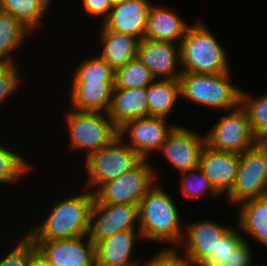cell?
<instances>
[{
  "label": "cell",
  "mask_w": 267,
  "mask_h": 266,
  "mask_svg": "<svg viewBox=\"0 0 267 266\" xmlns=\"http://www.w3.org/2000/svg\"><path fill=\"white\" fill-rule=\"evenodd\" d=\"M230 228L214 220H202L186 225L184 227L186 231H184L185 234L180 244H184L182 259L185 266H200L211 253H214L218 239Z\"/></svg>",
  "instance_id": "4fadbf2b"
},
{
  "label": "cell",
  "mask_w": 267,
  "mask_h": 266,
  "mask_svg": "<svg viewBox=\"0 0 267 266\" xmlns=\"http://www.w3.org/2000/svg\"><path fill=\"white\" fill-rule=\"evenodd\" d=\"M123 1H125V0H111L112 5L119 4V3L123 2Z\"/></svg>",
  "instance_id": "74e56055"
},
{
  "label": "cell",
  "mask_w": 267,
  "mask_h": 266,
  "mask_svg": "<svg viewBox=\"0 0 267 266\" xmlns=\"http://www.w3.org/2000/svg\"><path fill=\"white\" fill-rule=\"evenodd\" d=\"M183 19L169 8L152 4L143 38L180 44L191 26Z\"/></svg>",
  "instance_id": "ffe728a7"
},
{
  "label": "cell",
  "mask_w": 267,
  "mask_h": 266,
  "mask_svg": "<svg viewBox=\"0 0 267 266\" xmlns=\"http://www.w3.org/2000/svg\"><path fill=\"white\" fill-rule=\"evenodd\" d=\"M205 145V136L177 125L159 151L182 173L199 167Z\"/></svg>",
  "instance_id": "9a60e30c"
},
{
  "label": "cell",
  "mask_w": 267,
  "mask_h": 266,
  "mask_svg": "<svg viewBox=\"0 0 267 266\" xmlns=\"http://www.w3.org/2000/svg\"><path fill=\"white\" fill-rule=\"evenodd\" d=\"M239 165L240 154L214 150L207 145L201 152L199 167L220 195L231 189Z\"/></svg>",
  "instance_id": "e0dca14e"
},
{
  "label": "cell",
  "mask_w": 267,
  "mask_h": 266,
  "mask_svg": "<svg viewBox=\"0 0 267 266\" xmlns=\"http://www.w3.org/2000/svg\"><path fill=\"white\" fill-rule=\"evenodd\" d=\"M32 242L52 266H96L95 244L89 235Z\"/></svg>",
  "instance_id": "5bb4252c"
},
{
  "label": "cell",
  "mask_w": 267,
  "mask_h": 266,
  "mask_svg": "<svg viewBox=\"0 0 267 266\" xmlns=\"http://www.w3.org/2000/svg\"><path fill=\"white\" fill-rule=\"evenodd\" d=\"M155 78L138 58L129 61L124 67L115 70L114 88H140L150 85Z\"/></svg>",
  "instance_id": "f1b7e54d"
},
{
  "label": "cell",
  "mask_w": 267,
  "mask_h": 266,
  "mask_svg": "<svg viewBox=\"0 0 267 266\" xmlns=\"http://www.w3.org/2000/svg\"><path fill=\"white\" fill-rule=\"evenodd\" d=\"M148 160H143L134 169L125 172L116 179L104 183L95 193L94 199L104 204H140L141 199L155 185L159 177L150 166ZM158 175V176H157Z\"/></svg>",
  "instance_id": "ba28073f"
},
{
  "label": "cell",
  "mask_w": 267,
  "mask_h": 266,
  "mask_svg": "<svg viewBox=\"0 0 267 266\" xmlns=\"http://www.w3.org/2000/svg\"><path fill=\"white\" fill-rule=\"evenodd\" d=\"M66 123L70 138V149L84 150L86 156L108 145L117 135L108 113L66 111Z\"/></svg>",
  "instance_id": "8992f818"
},
{
  "label": "cell",
  "mask_w": 267,
  "mask_h": 266,
  "mask_svg": "<svg viewBox=\"0 0 267 266\" xmlns=\"http://www.w3.org/2000/svg\"><path fill=\"white\" fill-rule=\"evenodd\" d=\"M230 75V71L220 74L182 72L179 78L181 98L229 112L240 103L241 91L231 84Z\"/></svg>",
  "instance_id": "277c9868"
},
{
  "label": "cell",
  "mask_w": 267,
  "mask_h": 266,
  "mask_svg": "<svg viewBox=\"0 0 267 266\" xmlns=\"http://www.w3.org/2000/svg\"><path fill=\"white\" fill-rule=\"evenodd\" d=\"M100 43L102 53L99 55L114 70L124 67L129 61L136 58L139 39L130 35L101 28Z\"/></svg>",
  "instance_id": "603a6c76"
},
{
  "label": "cell",
  "mask_w": 267,
  "mask_h": 266,
  "mask_svg": "<svg viewBox=\"0 0 267 266\" xmlns=\"http://www.w3.org/2000/svg\"><path fill=\"white\" fill-rule=\"evenodd\" d=\"M144 262L145 263H142V266H185L182 256L177 255L174 247L172 249L165 248L163 251H159L149 260ZM138 265L139 263L135 266Z\"/></svg>",
  "instance_id": "e575fe53"
},
{
  "label": "cell",
  "mask_w": 267,
  "mask_h": 266,
  "mask_svg": "<svg viewBox=\"0 0 267 266\" xmlns=\"http://www.w3.org/2000/svg\"><path fill=\"white\" fill-rule=\"evenodd\" d=\"M28 33L31 31L19 20L0 11V63H16L12 52L25 42Z\"/></svg>",
  "instance_id": "4316f807"
},
{
  "label": "cell",
  "mask_w": 267,
  "mask_h": 266,
  "mask_svg": "<svg viewBox=\"0 0 267 266\" xmlns=\"http://www.w3.org/2000/svg\"><path fill=\"white\" fill-rule=\"evenodd\" d=\"M138 238L142 239L140 230L131 229L99 241L95 245L96 266H135L138 260L133 261L131 256Z\"/></svg>",
  "instance_id": "ac0fdd59"
},
{
  "label": "cell",
  "mask_w": 267,
  "mask_h": 266,
  "mask_svg": "<svg viewBox=\"0 0 267 266\" xmlns=\"http://www.w3.org/2000/svg\"><path fill=\"white\" fill-rule=\"evenodd\" d=\"M173 201L159 185H154L141 199L137 229L143 240L180 246L185 231L181 226L186 224L181 223V216Z\"/></svg>",
  "instance_id": "7a4b0ae2"
},
{
  "label": "cell",
  "mask_w": 267,
  "mask_h": 266,
  "mask_svg": "<svg viewBox=\"0 0 267 266\" xmlns=\"http://www.w3.org/2000/svg\"><path fill=\"white\" fill-rule=\"evenodd\" d=\"M203 21L192 24L180 42L182 72L220 74L230 71L226 51Z\"/></svg>",
  "instance_id": "3957f363"
},
{
  "label": "cell",
  "mask_w": 267,
  "mask_h": 266,
  "mask_svg": "<svg viewBox=\"0 0 267 266\" xmlns=\"http://www.w3.org/2000/svg\"><path fill=\"white\" fill-rule=\"evenodd\" d=\"M82 5L88 14L102 17V22L108 17L113 6L111 0H82Z\"/></svg>",
  "instance_id": "d590c367"
},
{
  "label": "cell",
  "mask_w": 267,
  "mask_h": 266,
  "mask_svg": "<svg viewBox=\"0 0 267 266\" xmlns=\"http://www.w3.org/2000/svg\"><path fill=\"white\" fill-rule=\"evenodd\" d=\"M247 240L230 228L216 243L214 253L200 266H252L253 253ZM258 266V265H257Z\"/></svg>",
  "instance_id": "d6986e66"
},
{
  "label": "cell",
  "mask_w": 267,
  "mask_h": 266,
  "mask_svg": "<svg viewBox=\"0 0 267 266\" xmlns=\"http://www.w3.org/2000/svg\"><path fill=\"white\" fill-rule=\"evenodd\" d=\"M150 0H125L113 5L108 17L101 22L107 30L143 39Z\"/></svg>",
  "instance_id": "2e32d148"
},
{
  "label": "cell",
  "mask_w": 267,
  "mask_h": 266,
  "mask_svg": "<svg viewBox=\"0 0 267 266\" xmlns=\"http://www.w3.org/2000/svg\"><path fill=\"white\" fill-rule=\"evenodd\" d=\"M52 0H0V11L11 14L31 32L43 24V16Z\"/></svg>",
  "instance_id": "484cf974"
},
{
  "label": "cell",
  "mask_w": 267,
  "mask_h": 266,
  "mask_svg": "<svg viewBox=\"0 0 267 266\" xmlns=\"http://www.w3.org/2000/svg\"><path fill=\"white\" fill-rule=\"evenodd\" d=\"M125 140L117 135L108 145L86 156L88 183L85 189L92 187L91 192L95 193L104 183L134 169L144 160Z\"/></svg>",
  "instance_id": "5b68a950"
},
{
  "label": "cell",
  "mask_w": 267,
  "mask_h": 266,
  "mask_svg": "<svg viewBox=\"0 0 267 266\" xmlns=\"http://www.w3.org/2000/svg\"><path fill=\"white\" fill-rule=\"evenodd\" d=\"M267 186V142L259 141L240 154V165L231 189L226 193L237 206L247 200L264 197Z\"/></svg>",
  "instance_id": "52a82bcc"
},
{
  "label": "cell",
  "mask_w": 267,
  "mask_h": 266,
  "mask_svg": "<svg viewBox=\"0 0 267 266\" xmlns=\"http://www.w3.org/2000/svg\"><path fill=\"white\" fill-rule=\"evenodd\" d=\"M62 200L55 202L39 226L25 233L31 241L72 239L89 234L94 193L86 189Z\"/></svg>",
  "instance_id": "6da1fadb"
},
{
  "label": "cell",
  "mask_w": 267,
  "mask_h": 266,
  "mask_svg": "<svg viewBox=\"0 0 267 266\" xmlns=\"http://www.w3.org/2000/svg\"><path fill=\"white\" fill-rule=\"evenodd\" d=\"M139 223V206L133 204H104L95 199L90 213L89 238L99 241L123 230L136 229ZM136 223V224H135Z\"/></svg>",
  "instance_id": "30bf717a"
},
{
  "label": "cell",
  "mask_w": 267,
  "mask_h": 266,
  "mask_svg": "<svg viewBox=\"0 0 267 266\" xmlns=\"http://www.w3.org/2000/svg\"><path fill=\"white\" fill-rule=\"evenodd\" d=\"M180 97L179 80H154L147 86L148 116L167 119Z\"/></svg>",
  "instance_id": "d4e9b609"
},
{
  "label": "cell",
  "mask_w": 267,
  "mask_h": 266,
  "mask_svg": "<svg viewBox=\"0 0 267 266\" xmlns=\"http://www.w3.org/2000/svg\"><path fill=\"white\" fill-rule=\"evenodd\" d=\"M28 266H52L30 239Z\"/></svg>",
  "instance_id": "8d00e7d4"
},
{
  "label": "cell",
  "mask_w": 267,
  "mask_h": 266,
  "mask_svg": "<svg viewBox=\"0 0 267 266\" xmlns=\"http://www.w3.org/2000/svg\"><path fill=\"white\" fill-rule=\"evenodd\" d=\"M240 104L246 109L254 136L262 142H267V94L251 98L241 89Z\"/></svg>",
  "instance_id": "83f0119b"
},
{
  "label": "cell",
  "mask_w": 267,
  "mask_h": 266,
  "mask_svg": "<svg viewBox=\"0 0 267 266\" xmlns=\"http://www.w3.org/2000/svg\"><path fill=\"white\" fill-rule=\"evenodd\" d=\"M18 243L0 259V266H28L29 263V238L25 235Z\"/></svg>",
  "instance_id": "836d02e7"
},
{
  "label": "cell",
  "mask_w": 267,
  "mask_h": 266,
  "mask_svg": "<svg viewBox=\"0 0 267 266\" xmlns=\"http://www.w3.org/2000/svg\"><path fill=\"white\" fill-rule=\"evenodd\" d=\"M108 116L117 129L130 120L148 116L147 87L114 88Z\"/></svg>",
  "instance_id": "44dd1931"
},
{
  "label": "cell",
  "mask_w": 267,
  "mask_h": 266,
  "mask_svg": "<svg viewBox=\"0 0 267 266\" xmlns=\"http://www.w3.org/2000/svg\"><path fill=\"white\" fill-rule=\"evenodd\" d=\"M77 67L72 82H114L115 70L99 54Z\"/></svg>",
  "instance_id": "f546056e"
},
{
  "label": "cell",
  "mask_w": 267,
  "mask_h": 266,
  "mask_svg": "<svg viewBox=\"0 0 267 266\" xmlns=\"http://www.w3.org/2000/svg\"><path fill=\"white\" fill-rule=\"evenodd\" d=\"M32 167L18 153L0 144V184H15L28 174Z\"/></svg>",
  "instance_id": "4dcf8cb0"
},
{
  "label": "cell",
  "mask_w": 267,
  "mask_h": 266,
  "mask_svg": "<svg viewBox=\"0 0 267 266\" xmlns=\"http://www.w3.org/2000/svg\"><path fill=\"white\" fill-rule=\"evenodd\" d=\"M70 103L73 110L108 113L114 82H72Z\"/></svg>",
  "instance_id": "7402d4cb"
},
{
  "label": "cell",
  "mask_w": 267,
  "mask_h": 266,
  "mask_svg": "<svg viewBox=\"0 0 267 266\" xmlns=\"http://www.w3.org/2000/svg\"><path fill=\"white\" fill-rule=\"evenodd\" d=\"M136 57L155 80H179L182 74V69H177L181 66L179 44L143 38L139 40Z\"/></svg>",
  "instance_id": "7c38bea8"
},
{
  "label": "cell",
  "mask_w": 267,
  "mask_h": 266,
  "mask_svg": "<svg viewBox=\"0 0 267 266\" xmlns=\"http://www.w3.org/2000/svg\"><path fill=\"white\" fill-rule=\"evenodd\" d=\"M167 119L154 116H146L126 122L118 129L121 138L126 137L125 142L136 151L144 160L153 151H158L163 146L168 135L177 125L167 126ZM128 133V134H127Z\"/></svg>",
  "instance_id": "8fae6325"
},
{
  "label": "cell",
  "mask_w": 267,
  "mask_h": 266,
  "mask_svg": "<svg viewBox=\"0 0 267 266\" xmlns=\"http://www.w3.org/2000/svg\"><path fill=\"white\" fill-rule=\"evenodd\" d=\"M181 191L186 198L199 199L202 195L209 192L212 197H220L221 195L210 184L209 179L205 176L200 167L186 172L180 173Z\"/></svg>",
  "instance_id": "1f68e13d"
},
{
  "label": "cell",
  "mask_w": 267,
  "mask_h": 266,
  "mask_svg": "<svg viewBox=\"0 0 267 266\" xmlns=\"http://www.w3.org/2000/svg\"><path fill=\"white\" fill-rule=\"evenodd\" d=\"M237 228L267 246V196L250 199L238 205Z\"/></svg>",
  "instance_id": "cb8c5ba5"
},
{
  "label": "cell",
  "mask_w": 267,
  "mask_h": 266,
  "mask_svg": "<svg viewBox=\"0 0 267 266\" xmlns=\"http://www.w3.org/2000/svg\"><path fill=\"white\" fill-rule=\"evenodd\" d=\"M229 111L206 133L205 142L214 150L241 154L259 140L254 136L248 113L240 103Z\"/></svg>",
  "instance_id": "9c48e42d"
},
{
  "label": "cell",
  "mask_w": 267,
  "mask_h": 266,
  "mask_svg": "<svg viewBox=\"0 0 267 266\" xmlns=\"http://www.w3.org/2000/svg\"><path fill=\"white\" fill-rule=\"evenodd\" d=\"M22 79L16 63H0V104L15 92Z\"/></svg>",
  "instance_id": "d6a6232c"
}]
</instances>
